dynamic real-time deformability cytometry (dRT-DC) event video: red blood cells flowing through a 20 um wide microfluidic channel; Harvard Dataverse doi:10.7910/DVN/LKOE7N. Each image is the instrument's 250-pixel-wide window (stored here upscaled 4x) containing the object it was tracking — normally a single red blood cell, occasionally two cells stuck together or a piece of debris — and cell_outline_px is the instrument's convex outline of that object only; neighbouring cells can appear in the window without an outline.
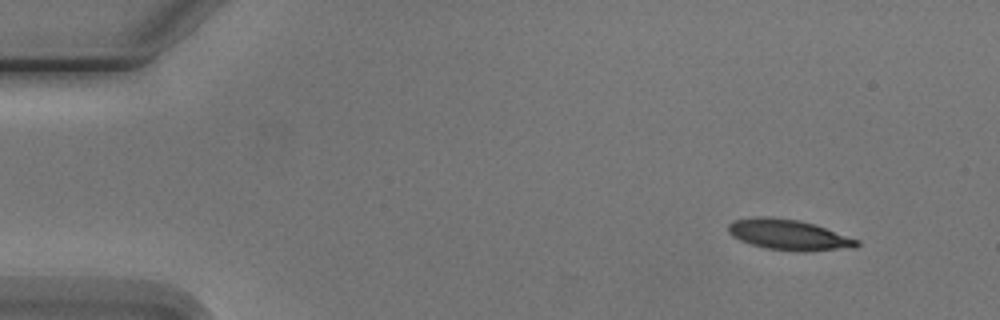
{"species": "Egyptian fruit bat (a non-hibernating species)", "species_latin": "Rousettus aegyptiacus", "temperature_condition": "cold", "stored_images_in_passage": 4, "camera_frame_rate_fps": 3000, "um_per_image_px": 0.085, "animal": {"sex": "male"}, "frame": {"image": 1, "passage_image": 1, "time_ms": 0.0, "image_size_px": [1000, 320], "cell_outline_px": [[860, 244], [856, 248], [804, 252], [800, 252], [764, 248], [740, 240], [732, 236], [728, 232], [728, 224], [736, 220], [756, 216], [772, 216], [800, 220], [860, 240]], "centroid_in_image_um": [67.06, 19.96], "position_along_channel_um": 17.9, "area_um2": 23.06}}
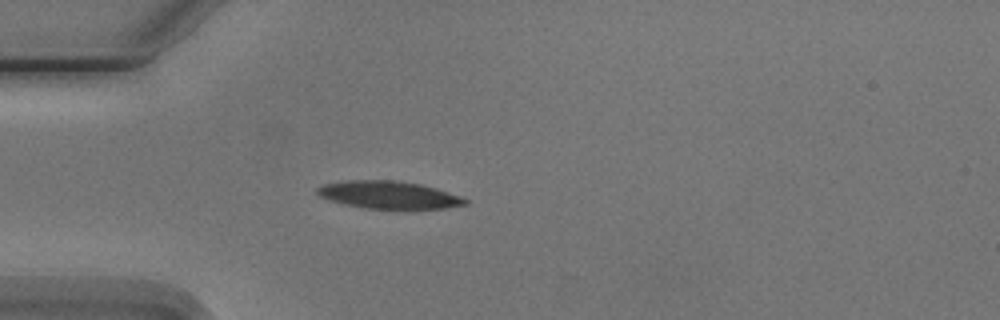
{"frame": {"image": 2, "passage_image": 4, "time_ms": 3.333, "image_size_px": [1000, 320], "cell_outline_px": [[468, 204], [444, 208], [412, 212], [364, 208], [344, 204], [328, 200], [320, 196], [316, 192], [316, 188], [324, 184], [348, 180], [392, 180], [420, 184], [436, 188], [460, 196], [468, 200]], "centroid_in_image_um": [33.09, 16.62], "position_along_channel_um": 51.9, "area_um2": 24.68}}